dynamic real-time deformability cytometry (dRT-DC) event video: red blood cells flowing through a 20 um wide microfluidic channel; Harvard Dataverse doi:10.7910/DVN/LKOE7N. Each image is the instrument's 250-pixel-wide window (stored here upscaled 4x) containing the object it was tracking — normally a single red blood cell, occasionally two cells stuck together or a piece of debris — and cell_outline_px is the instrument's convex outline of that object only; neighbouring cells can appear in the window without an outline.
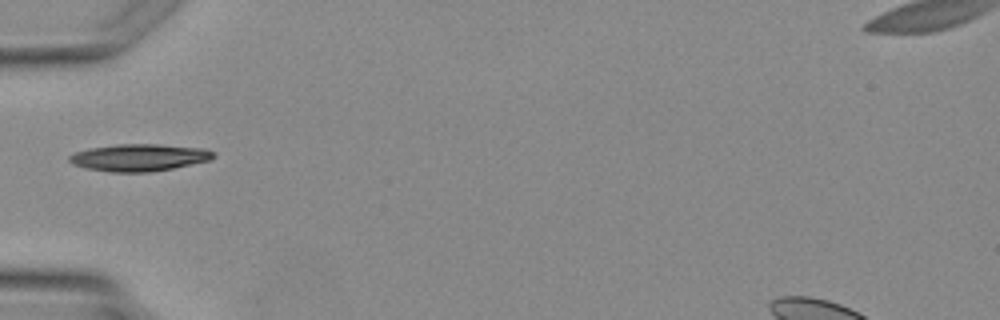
{"species": "Egyptian fruit bat (a non-hibernating species)", "species_latin": "Rousettus aegyptiacus", "temperature_condition": "warm", "stored_images_in_passage": 1, "camera_frame_rate_fps": 3000, "um_per_image_px": 0.085, "animal": {"sex": "female"}, "frame": {"image": 1, "passage_image": 1, "time_ms": 0.0, "image_size_px": [1000, 320], "cell_outline_px": [[216, 156], [212, 160], [172, 168], [148, 172], [108, 172], [84, 168], [72, 164], [68, 160], [68, 156], [76, 152], [92, 148], [116, 144], [160, 144], [204, 148], [216, 152]], "centroid_in_image_um": [11.85, 13.39], "position_along_channel_um": 73.1, "area_um2": 22.95}}